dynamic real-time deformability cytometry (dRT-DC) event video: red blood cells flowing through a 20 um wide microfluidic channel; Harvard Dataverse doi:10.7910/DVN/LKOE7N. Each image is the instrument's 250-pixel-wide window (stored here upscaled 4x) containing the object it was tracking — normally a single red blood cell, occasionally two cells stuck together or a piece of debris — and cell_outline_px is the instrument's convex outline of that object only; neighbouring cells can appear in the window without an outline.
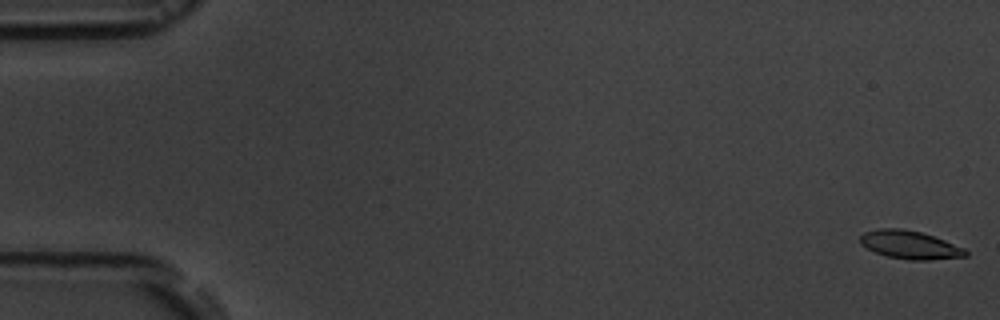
{"species": "common noctule bat (a hibernating species)", "species_latin": "Nyctalus noctula", "temperature_condition": "room temperature", "stored_images_in_passage": 6, "camera_frame_rate_fps": 3000, "um_per_image_px": 0.085, "animal": {"sex": "male", "body_mass_g": 19.5, "forearm_length_mm": 54.6}, "frame": {"image": 1, "passage_image": 1, "time_ms": 0.0, "image_size_px": [1000, 320], "cell_outline_px": [[968, 256], [928, 260], [912, 260], [888, 256], [876, 252], [860, 244], [860, 236], [864, 232], [880, 228], [900, 228], [920, 232], [944, 240], [964, 248], [968, 252]], "centroid_in_image_um": [77.34, 20.81], "position_along_channel_um": 7.7, "area_um2": 17.11}}
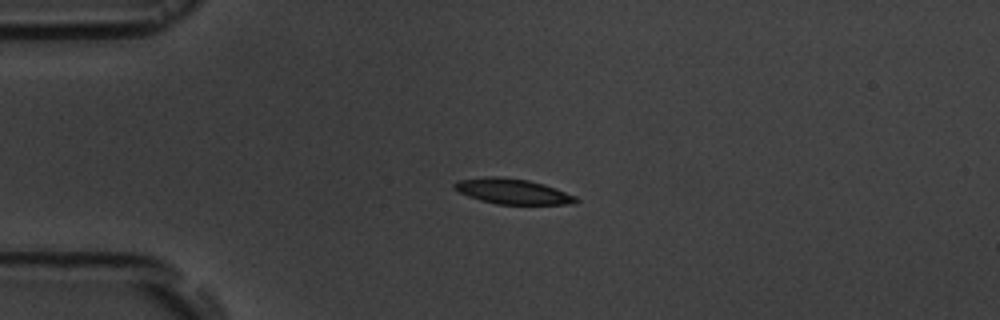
{"frame": {"image": 2, "passage_image": 5, "time_ms": 4.333, "image_size_px": [1000, 320], "cell_outline_px": [[580, 200], [572, 204], [496, 204], [480, 200], [468, 196], [452, 188], [452, 184], [456, 180], [484, 176], [496, 176], [528, 180], [544, 184], [576, 196]], "centroid_in_image_um": [43.52, 16.26], "position_along_channel_um": 41.5, "area_um2": 18.03}}